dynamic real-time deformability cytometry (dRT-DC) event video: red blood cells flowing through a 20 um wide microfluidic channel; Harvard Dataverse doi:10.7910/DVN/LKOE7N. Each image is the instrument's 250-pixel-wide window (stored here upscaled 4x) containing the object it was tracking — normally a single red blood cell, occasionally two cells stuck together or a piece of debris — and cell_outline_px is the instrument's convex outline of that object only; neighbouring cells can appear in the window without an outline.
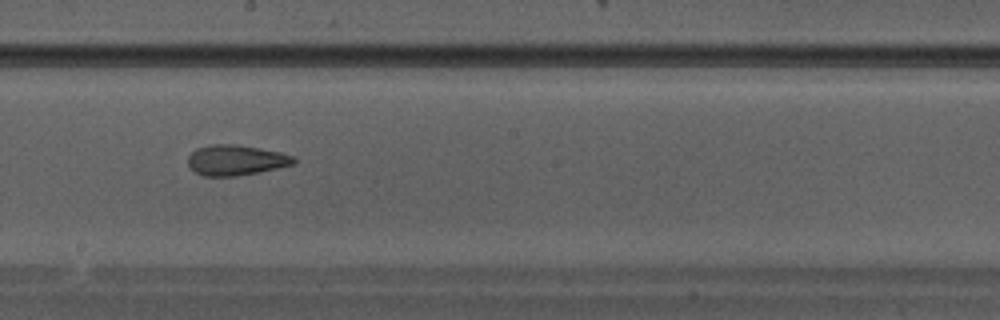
{"species": "Egyptian fruit bat (a non-hibernating species)", "species_latin": "Rousettus aegyptiacus", "temperature_condition": "warm", "stored_images_in_passage": 35, "camera_frame_rate_fps": 3000, "um_per_image_px": 0.085, "animal": {"sex": "male"}, "frame": {"image": 1, "passage_image": 20, "time_ms": 6.333, "image_size_px": [1000, 320], "cell_outline_px": [[296, 160], [292, 164], [276, 168], [236, 176], [204, 176], [196, 172], [188, 164], [188, 156], [196, 148], [208, 144], [236, 144], [260, 148], [280, 152], [292, 156]], "centroid_in_image_um": [20.01, 13.59], "position_along_channel_um": 228.2, "area_um2": 18.55}}